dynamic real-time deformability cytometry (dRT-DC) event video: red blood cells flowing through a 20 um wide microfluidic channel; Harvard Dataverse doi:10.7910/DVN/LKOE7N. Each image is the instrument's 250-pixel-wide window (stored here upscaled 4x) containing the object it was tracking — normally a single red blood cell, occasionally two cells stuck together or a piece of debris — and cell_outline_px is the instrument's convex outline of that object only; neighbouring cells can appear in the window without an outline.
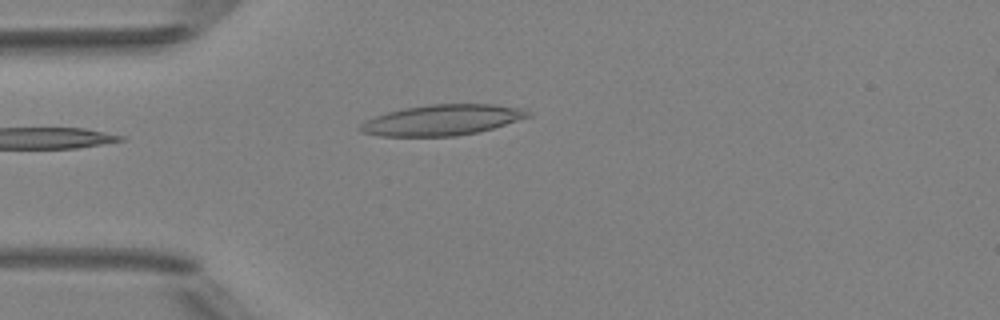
{"species": "Egyptian fruit bat (a non-hibernating species)", "species_latin": "Rousettus aegyptiacus", "temperature_condition": "room temperature", "stored_images_in_passage": 4, "camera_frame_rate_fps": 3000, "um_per_image_px": 0.085, "animal": {"sex": "female"}, "frame": {"image": 1, "passage_image": 4, "time_ms": 3.667, "image_size_px": [1000, 320], "cell_outline_px": [[532, 116], [492, 128], [476, 132], [456, 136], [380, 136], [360, 132], [356, 128], [364, 120], [388, 112], [404, 108], [428, 104], [496, 104], [524, 108], [532, 112]], "centroid_in_image_um": [37.58, 10.19], "position_along_channel_um": 47.4, "area_um2": 30.17}}